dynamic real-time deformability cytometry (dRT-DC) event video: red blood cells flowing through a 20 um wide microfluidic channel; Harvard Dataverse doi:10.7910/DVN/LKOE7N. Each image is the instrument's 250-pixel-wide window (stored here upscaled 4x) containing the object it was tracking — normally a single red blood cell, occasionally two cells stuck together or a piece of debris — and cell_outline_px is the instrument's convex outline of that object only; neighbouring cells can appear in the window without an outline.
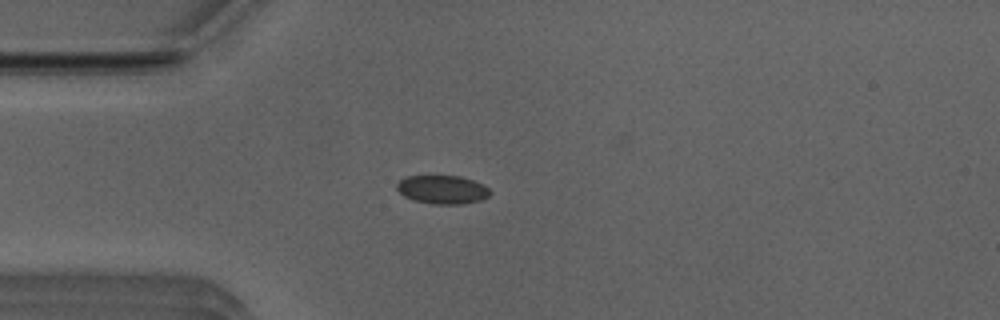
{"species": "Egyptian fruit bat (a non-hibernating species)", "species_latin": "Rousettus aegyptiacus", "temperature_condition": "room temperature", "stored_images_in_passage": 44, "camera_frame_rate_fps": 3000, "um_per_image_px": 0.085, "animal": {"sex": "male"}, "frame": {"image": 1, "passage_image": 14, "time_ms": 4.333, "image_size_px": [1000, 320], "cell_outline_px": [[492, 192], [488, 196], [480, 200], [464, 204], [432, 204], [412, 200], [404, 196], [396, 188], [396, 184], [400, 180], [408, 176], [460, 176], [472, 180], [488, 188]], "centroid_in_image_um": [37.58, 16.12], "position_along_channel_um": 47.4, "area_um2": 15.43}}
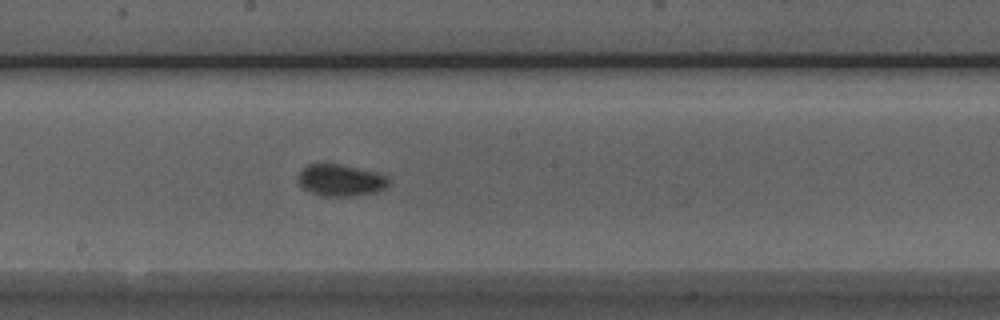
{"frame": {"image": 2, "passage_image": 28, "time_ms": 9.0, "image_size_px": [1000, 320], "cell_outline_px": [[388, 184], [384, 188], [376, 192], [352, 196], [320, 196], [300, 188], [296, 180], [296, 176], [308, 164], [340, 164], [376, 172], [388, 176]], "centroid_in_image_um": [28.89, 15.33], "position_along_channel_um": 219.3, "area_um2": 16.94}}
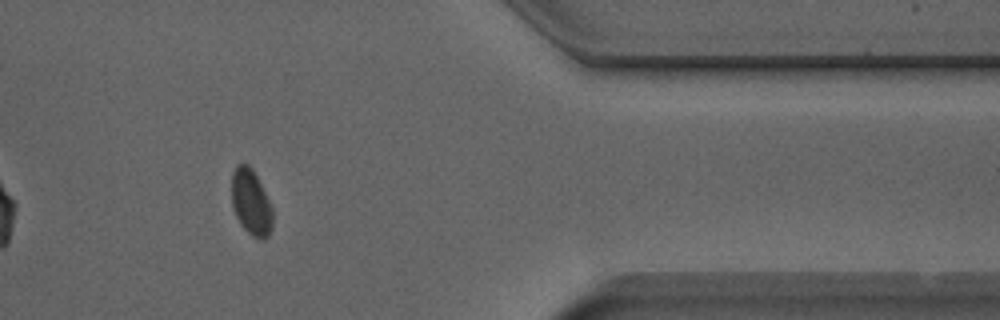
{"frame": {"image": 3, "passage_image": 43, "time_ms": 14.0, "image_size_px": [1000, 320], "cell_outline_px": [[272, 228], [268, 236], [264, 240], [260, 240], [252, 236], [240, 224], [236, 216], [232, 204], [232, 172], [236, 164], [248, 164], [252, 168], [272, 208]], "centroid_in_image_um": [21.33, 17.22], "position_along_channel_um": 390.1, "area_um2": 15.61}, "authors_computed_cell_mechanics": {"area_um2": 16.0973, "velocity_mm_per_s": 3.9391, "shape_relaxation_time_tau1_ms": null, "shape_relaxation_time_tau2_ms": 1.7726, "deformation_change_tau1": null, "deformation_change_tau2": 0.0451}}